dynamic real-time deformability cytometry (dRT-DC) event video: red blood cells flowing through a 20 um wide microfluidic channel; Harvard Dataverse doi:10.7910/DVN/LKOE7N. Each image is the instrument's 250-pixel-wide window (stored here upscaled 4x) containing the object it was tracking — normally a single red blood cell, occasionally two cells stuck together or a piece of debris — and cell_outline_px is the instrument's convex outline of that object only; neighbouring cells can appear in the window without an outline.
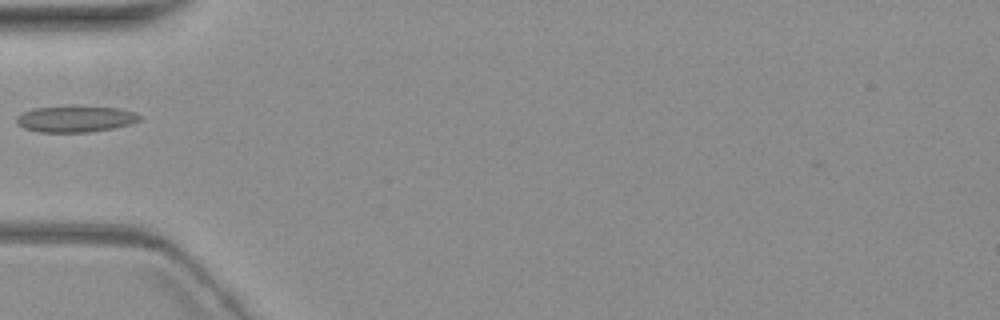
{"species": "common noctule bat (a hibernating species)", "species_latin": "Nyctalus noctula", "temperature_condition": "warm", "stored_images_in_passage": 3, "camera_frame_rate_fps": 3000, "um_per_image_px": 0.085, "animal": {"sex": "female", "body_mass_g": 19.3, "forearm_length_mm": 54.1}, "frame": {"image": 1, "passage_image": 3, "time_ms": 3.333, "image_size_px": [1000, 320], "cell_outline_px": [[140, 120], [128, 124], [112, 128], [88, 132], [40, 132], [24, 128], [16, 124], [16, 116], [24, 112], [36, 108], [120, 108], [136, 112], [140, 116]], "centroid_in_image_um": [6.4, 10.14], "position_along_channel_um": 78.6, "area_um2": 18.09}}